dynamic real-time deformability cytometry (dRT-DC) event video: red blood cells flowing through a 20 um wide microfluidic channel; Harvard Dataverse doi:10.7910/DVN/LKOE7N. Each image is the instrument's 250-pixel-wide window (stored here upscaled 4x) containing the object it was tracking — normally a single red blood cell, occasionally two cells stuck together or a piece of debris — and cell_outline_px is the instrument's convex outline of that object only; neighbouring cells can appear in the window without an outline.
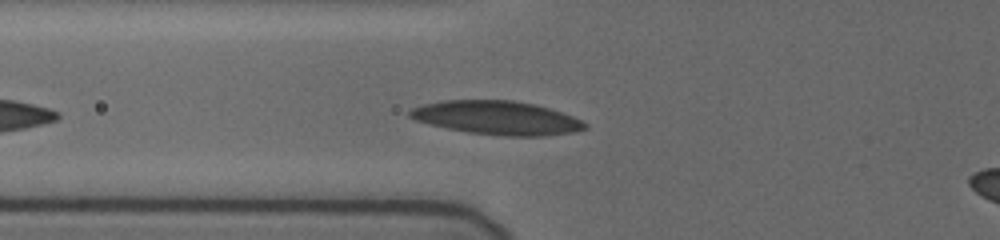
{"species": "human", "species_latin": "Homo sapiens", "temperature_condition": "cold", "stored_images_in_passage": 40, "camera_frame_rate_fps": 3000, "um_per_image_px": 0.085, "donor": {"sex": "female"}, "frame": {"image": 1, "passage_image": 6, "time_ms": 1.667, "image_size_px": [1000, 240], "cell_outline_px": [[588, 128], [576, 132], [544, 136], [504, 136], [468, 132], [448, 128], [416, 120], [408, 116], [408, 112], [412, 108], [424, 104], [444, 100], [512, 100], [536, 104], [552, 108], [572, 116], [588, 124]], "centroid_in_image_um": [42.3, 10.01], "position_along_channel_um": 83.5, "area_um2": 34.45}}
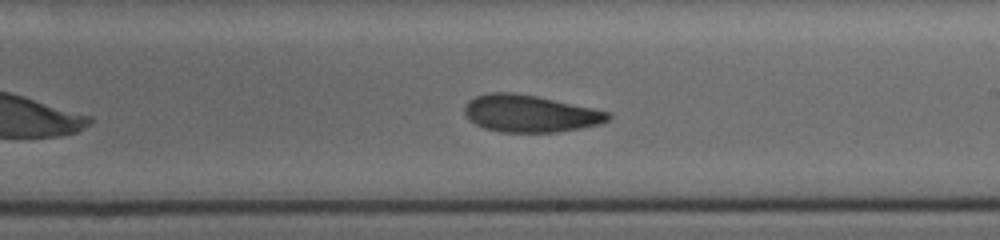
{"frame": {"image": 2, "passage_image": 19, "time_ms": 6.0, "image_size_px": [1000, 240], "cell_outline_px": [[612, 116], [608, 120], [600, 124], [580, 128], [556, 132], [500, 132], [484, 128], [468, 120], [464, 112], [464, 104], [468, 100], [476, 96], [492, 92], [516, 92], [536, 96], [612, 112]], "centroid_in_image_um": [45.03, 9.65], "position_along_channel_um": 244.0, "area_um2": 31.21}}
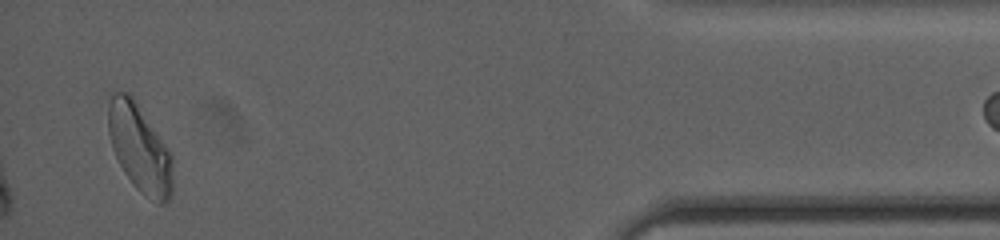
{"frame": {"image": 3, "passage_image": 38, "time_ms": 12.333, "image_size_px": [1000, 240], "cell_outline_px": [[172, 196], [164, 204], [160, 204], [144, 196], [132, 184], [124, 172], [112, 148], [108, 132], [108, 104], [112, 92], [128, 92], [132, 96], [172, 152]], "centroid_in_image_um": [11.88, 12.61], "position_along_channel_um": 423.3, "area_um2": 33.23}}